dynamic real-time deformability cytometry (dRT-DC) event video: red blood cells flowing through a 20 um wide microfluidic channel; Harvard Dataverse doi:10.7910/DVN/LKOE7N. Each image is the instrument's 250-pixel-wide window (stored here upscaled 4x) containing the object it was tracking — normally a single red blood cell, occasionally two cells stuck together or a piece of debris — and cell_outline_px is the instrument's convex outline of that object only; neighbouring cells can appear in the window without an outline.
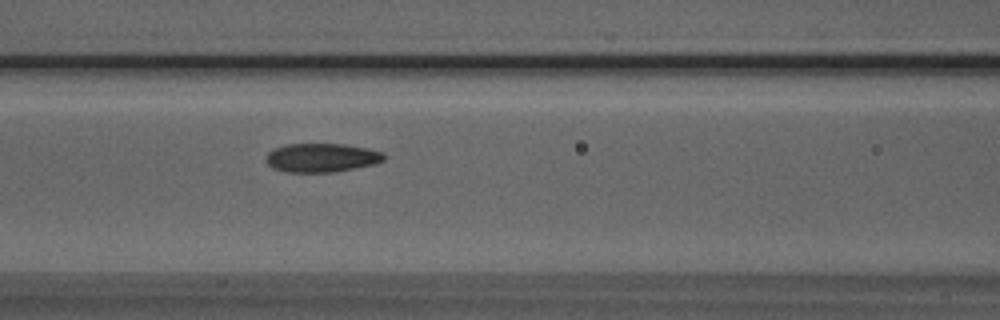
{"species": "Egyptian fruit bat (a non-hibernating species)", "species_latin": "Rousettus aegyptiacus", "temperature_condition": "room temperature", "stored_images_in_passage": 31, "camera_frame_rate_fps": 3000, "um_per_image_px": 0.085, "animal": {"sex": "male"}, "frame": {"image": 1, "passage_image": 8, "time_ms": 2.333, "image_size_px": [1000, 320], "cell_outline_px": [[384, 160], [376, 164], [332, 172], [288, 172], [272, 168], [264, 160], [268, 152], [276, 148], [288, 144], [344, 144], [368, 148], [384, 152]], "centroid_in_image_um": [27.34, 13.4], "position_along_channel_um": 139.3, "area_um2": 19.83}}
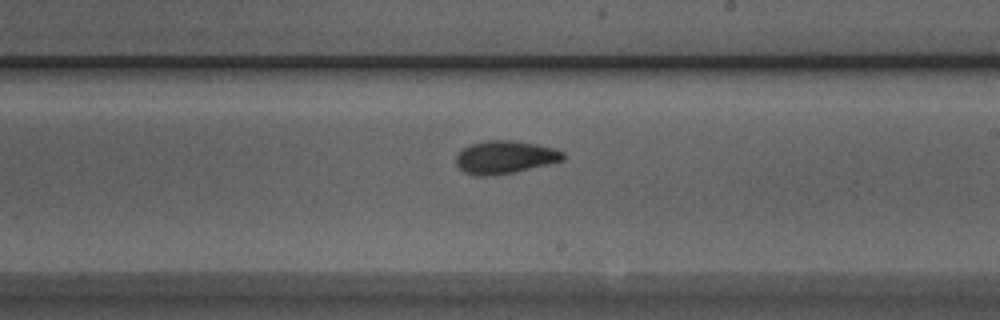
{"frame": {"image": 2, "passage_image": 16, "time_ms": 5.0, "image_size_px": [1000, 320], "cell_outline_px": [[564, 160], [548, 164], [512, 172], [484, 176], [472, 176], [464, 172], [456, 164], [456, 156], [464, 148], [472, 144], [484, 140], [512, 140], [536, 144], [556, 148], [564, 152]], "centroid_in_image_um": [42.92, 13.35], "position_along_channel_um": 246.1, "area_um2": 20.4}}
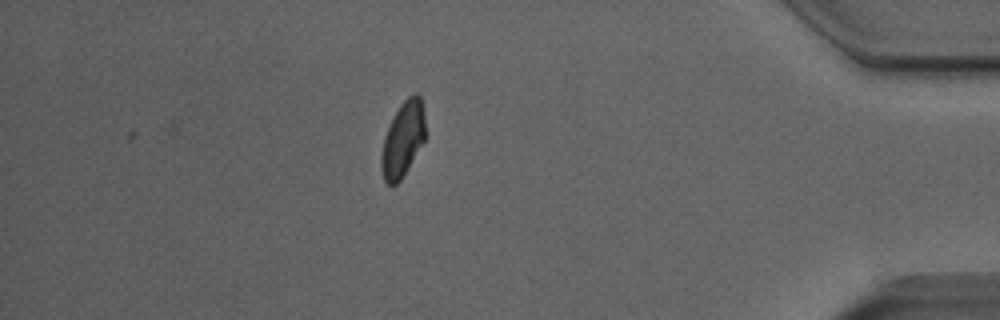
{"frame": {"image": 3, "passage_image": 31, "time_ms": 10.0, "image_size_px": [1000, 320], "cell_outline_px": [[424, 140], [400, 180], [396, 184], [388, 184], [384, 180], [380, 168], [380, 156], [384, 136], [400, 104], [408, 96], [416, 92], [420, 96], [424, 112]], "centroid_in_image_um": [34.22, 11.83], "position_along_channel_um": 401.0, "area_um2": 18.9}, "authors_computed_cell_mechanics": {"area_um2": 19.9988, "velocity_mm_per_s": 4.0202, "shape_relaxation_time_tau1_ms": 4.9719, "shape_relaxation_time_tau2_ms": 2.6748, "deformation_change_tau1": 0.1437, "deformation_change_tau2": 0.0612}}